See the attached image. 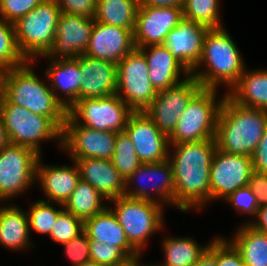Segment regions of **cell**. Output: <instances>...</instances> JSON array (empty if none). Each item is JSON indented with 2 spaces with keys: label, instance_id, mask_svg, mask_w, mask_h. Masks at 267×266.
I'll return each instance as SVG.
<instances>
[{
  "label": "cell",
  "instance_id": "6da1fadb",
  "mask_svg": "<svg viewBox=\"0 0 267 266\" xmlns=\"http://www.w3.org/2000/svg\"><path fill=\"white\" fill-rule=\"evenodd\" d=\"M175 146L172 164L175 181V205L188 211L210 200V167L217 149L215 138Z\"/></svg>",
  "mask_w": 267,
  "mask_h": 266
},
{
  "label": "cell",
  "instance_id": "7a4b0ae2",
  "mask_svg": "<svg viewBox=\"0 0 267 266\" xmlns=\"http://www.w3.org/2000/svg\"><path fill=\"white\" fill-rule=\"evenodd\" d=\"M0 93L12 104L25 107L41 116L49 117L63 130L68 109L64 99L36 77L30 61L0 72ZM64 100V101H63Z\"/></svg>",
  "mask_w": 267,
  "mask_h": 266
},
{
  "label": "cell",
  "instance_id": "3957f363",
  "mask_svg": "<svg viewBox=\"0 0 267 266\" xmlns=\"http://www.w3.org/2000/svg\"><path fill=\"white\" fill-rule=\"evenodd\" d=\"M267 129V110L244 107L224 95L218 114L217 149L251 157Z\"/></svg>",
  "mask_w": 267,
  "mask_h": 266
},
{
  "label": "cell",
  "instance_id": "277c9868",
  "mask_svg": "<svg viewBox=\"0 0 267 266\" xmlns=\"http://www.w3.org/2000/svg\"><path fill=\"white\" fill-rule=\"evenodd\" d=\"M242 60L228 32L223 27L210 28L204 38L198 66L195 68L205 63L208 69L206 72H191L190 75L201 84L202 88L217 89V85L221 83L232 88L244 72Z\"/></svg>",
  "mask_w": 267,
  "mask_h": 266
},
{
  "label": "cell",
  "instance_id": "5b68a950",
  "mask_svg": "<svg viewBox=\"0 0 267 266\" xmlns=\"http://www.w3.org/2000/svg\"><path fill=\"white\" fill-rule=\"evenodd\" d=\"M60 13L55 0H43L14 23L17 45L27 61L48 53L53 45Z\"/></svg>",
  "mask_w": 267,
  "mask_h": 266
},
{
  "label": "cell",
  "instance_id": "8992f818",
  "mask_svg": "<svg viewBox=\"0 0 267 266\" xmlns=\"http://www.w3.org/2000/svg\"><path fill=\"white\" fill-rule=\"evenodd\" d=\"M0 115L11 144L30 148L38 155H41L40 141L59 137L62 145V130L49 117L12 104L1 93Z\"/></svg>",
  "mask_w": 267,
  "mask_h": 266
},
{
  "label": "cell",
  "instance_id": "52a82bcc",
  "mask_svg": "<svg viewBox=\"0 0 267 266\" xmlns=\"http://www.w3.org/2000/svg\"><path fill=\"white\" fill-rule=\"evenodd\" d=\"M216 89L202 88L188 103L177 121L170 144L215 138L218 114L223 102L216 103Z\"/></svg>",
  "mask_w": 267,
  "mask_h": 266
},
{
  "label": "cell",
  "instance_id": "ba28073f",
  "mask_svg": "<svg viewBox=\"0 0 267 266\" xmlns=\"http://www.w3.org/2000/svg\"><path fill=\"white\" fill-rule=\"evenodd\" d=\"M111 201L116 203L113 213L128 242L140 253L149 236L163 226L162 204L126 196Z\"/></svg>",
  "mask_w": 267,
  "mask_h": 266
},
{
  "label": "cell",
  "instance_id": "9c48e42d",
  "mask_svg": "<svg viewBox=\"0 0 267 266\" xmlns=\"http://www.w3.org/2000/svg\"><path fill=\"white\" fill-rule=\"evenodd\" d=\"M157 93L150 81L143 52L134 48L117 63L116 94L134 112H141L152 103Z\"/></svg>",
  "mask_w": 267,
  "mask_h": 266
},
{
  "label": "cell",
  "instance_id": "30bf717a",
  "mask_svg": "<svg viewBox=\"0 0 267 266\" xmlns=\"http://www.w3.org/2000/svg\"><path fill=\"white\" fill-rule=\"evenodd\" d=\"M133 112L117 94H112L79 99L69 108L68 115L76 122L83 120V124L79 122V125L94 130L120 133L124 132Z\"/></svg>",
  "mask_w": 267,
  "mask_h": 266
},
{
  "label": "cell",
  "instance_id": "8fae6325",
  "mask_svg": "<svg viewBox=\"0 0 267 266\" xmlns=\"http://www.w3.org/2000/svg\"><path fill=\"white\" fill-rule=\"evenodd\" d=\"M39 157L32 149L11 143L0 150V200L17 195L37 179Z\"/></svg>",
  "mask_w": 267,
  "mask_h": 266
},
{
  "label": "cell",
  "instance_id": "7c38bea8",
  "mask_svg": "<svg viewBox=\"0 0 267 266\" xmlns=\"http://www.w3.org/2000/svg\"><path fill=\"white\" fill-rule=\"evenodd\" d=\"M201 89V84L189 74L181 83L159 91L144 112L169 137L188 103Z\"/></svg>",
  "mask_w": 267,
  "mask_h": 266
},
{
  "label": "cell",
  "instance_id": "4fadbf2b",
  "mask_svg": "<svg viewBox=\"0 0 267 266\" xmlns=\"http://www.w3.org/2000/svg\"><path fill=\"white\" fill-rule=\"evenodd\" d=\"M116 132L94 130L74 121L69 115L62 130V148L72 158L111 160L115 149Z\"/></svg>",
  "mask_w": 267,
  "mask_h": 266
},
{
  "label": "cell",
  "instance_id": "5bb4252c",
  "mask_svg": "<svg viewBox=\"0 0 267 266\" xmlns=\"http://www.w3.org/2000/svg\"><path fill=\"white\" fill-rule=\"evenodd\" d=\"M252 171L251 157L216 149L210 167V199H227L237 189L248 186Z\"/></svg>",
  "mask_w": 267,
  "mask_h": 266
},
{
  "label": "cell",
  "instance_id": "9a60e30c",
  "mask_svg": "<svg viewBox=\"0 0 267 266\" xmlns=\"http://www.w3.org/2000/svg\"><path fill=\"white\" fill-rule=\"evenodd\" d=\"M182 19V8L138 6L133 30L135 48L164 44Z\"/></svg>",
  "mask_w": 267,
  "mask_h": 266
},
{
  "label": "cell",
  "instance_id": "2e32d148",
  "mask_svg": "<svg viewBox=\"0 0 267 266\" xmlns=\"http://www.w3.org/2000/svg\"><path fill=\"white\" fill-rule=\"evenodd\" d=\"M124 132L132 140L141 163H157L169 158V137L160 131L144 111L130 115Z\"/></svg>",
  "mask_w": 267,
  "mask_h": 266
},
{
  "label": "cell",
  "instance_id": "e0dca14e",
  "mask_svg": "<svg viewBox=\"0 0 267 266\" xmlns=\"http://www.w3.org/2000/svg\"><path fill=\"white\" fill-rule=\"evenodd\" d=\"M94 18L61 12L53 45L44 57L76 59L85 54L94 26ZM60 57L58 58L57 56Z\"/></svg>",
  "mask_w": 267,
  "mask_h": 266
},
{
  "label": "cell",
  "instance_id": "ac0fdd59",
  "mask_svg": "<svg viewBox=\"0 0 267 266\" xmlns=\"http://www.w3.org/2000/svg\"><path fill=\"white\" fill-rule=\"evenodd\" d=\"M134 48L131 29L94 21L85 55L117 64Z\"/></svg>",
  "mask_w": 267,
  "mask_h": 266
},
{
  "label": "cell",
  "instance_id": "d6986e66",
  "mask_svg": "<svg viewBox=\"0 0 267 266\" xmlns=\"http://www.w3.org/2000/svg\"><path fill=\"white\" fill-rule=\"evenodd\" d=\"M210 28L183 18L167 35L164 46L189 73L198 66L204 38Z\"/></svg>",
  "mask_w": 267,
  "mask_h": 266
},
{
  "label": "cell",
  "instance_id": "ffe728a7",
  "mask_svg": "<svg viewBox=\"0 0 267 266\" xmlns=\"http://www.w3.org/2000/svg\"><path fill=\"white\" fill-rule=\"evenodd\" d=\"M150 178L154 181V177L161 178V181L158 183L154 182V189L156 193L159 195L160 199L156 200L149 195L147 189L145 188V184H141L146 178ZM137 180L140 182V186L136 189L128 191L127 189L130 182ZM141 179V180H140ZM156 183V184H155ZM148 188V187H147ZM153 188V187H152ZM124 196L134 199L148 200L155 203L160 204L159 201L173 203L175 205V181L173 175L172 164L169 161V158L157 162V163H142L126 180H125V191Z\"/></svg>",
  "mask_w": 267,
  "mask_h": 266
},
{
  "label": "cell",
  "instance_id": "44dd1931",
  "mask_svg": "<svg viewBox=\"0 0 267 266\" xmlns=\"http://www.w3.org/2000/svg\"><path fill=\"white\" fill-rule=\"evenodd\" d=\"M77 58L79 59L81 72L84 75L80 83V99L116 94V63L94 59L85 54H81Z\"/></svg>",
  "mask_w": 267,
  "mask_h": 266
},
{
  "label": "cell",
  "instance_id": "7402d4cb",
  "mask_svg": "<svg viewBox=\"0 0 267 266\" xmlns=\"http://www.w3.org/2000/svg\"><path fill=\"white\" fill-rule=\"evenodd\" d=\"M77 164L80 179L92 185L107 200L124 196L125 180L111 160L94 158H73Z\"/></svg>",
  "mask_w": 267,
  "mask_h": 266
},
{
  "label": "cell",
  "instance_id": "603a6c76",
  "mask_svg": "<svg viewBox=\"0 0 267 266\" xmlns=\"http://www.w3.org/2000/svg\"><path fill=\"white\" fill-rule=\"evenodd\" d=\"M84 232L89 240L118 246L132 261L139 259L140 253L128 242L112 208L108 207L84 221Z\"/></svg>",
  "mask_w": 267,
  "mask_h": 266
},
{
  "label": "cell",
  "instance_id": "cb8c5ba5",
  "mask_svg": "<svg viewBox=\"0 0 267 266\" xmlns=\"http://www.w3.org/2000/svg\"><path fill=\"white\" fill-rule=\"evenodd\" d=\"M150 47L149 53L146 52L145 49ZM139 49L146 58L149 78L157 92L181 83L178 81L181 70L187 75L190 74L163 44L148 45Z\"/></svg>",
  "mask_w": 267,
  "mask_h": 266
},
{
  "label": "cell",
  "instance_id": "d4e9b609",
  "mask_svg": "<svg viewBox=\"0 0 267 266\" xmlns=\"http://www.w3.org/2000/svg\"><path fill=\"white\" fill-rule=\"evenodd\" d=\"M40 157L36 165V178L41 181L44 192L51 202L55 201L63 206L80 180V173L76 163L73 167H49L40 165Z\"/></svg>",
  "mask_w": 267,
  "mask_h": 266
},
{
  "label": "cell",
  "instance_id": "484cf974",
  "mask_svg": "<svg viewBox=\"0 0 267 266\" xmlns=\"http://www.w3.org/2000/svg\"><path fill=\"white\" fill-rule=\"evenodd\" d=\"M226 95L238 105L267 110V70H244Z\"/></svg>",
  "mask_w": 267,
  "mask_h": 266
},
{
  "label": "cell",
  "instance_id": "4316f807",
  "mask_svg": "<svg viewBox=\"0 0 267 266\" xmlns=\"http://www.w3.org/2000/svg\"><path fill=\"white\" fill-rule=\"evenodd\" d=\"M52 64L47 69L46 75L52 82L51 86L55 90H62L67 95L65 107L69 108L80 99V83L84 77L81 72L79 59H52Z\"/></svg>",
  "mask_w": 267,
  "mask_h": 266
},
{
  "label": "cell",
  "instance_id": "83f0119b",
  "mask_svg": "<svg viewBox=\"0 0 267 266\" xmlns=\"http://www.w3.org/2000/svg\"><path fill=\"white\" fill-rule=\"evenodd\" d=\"M28 216L16 206L0 208V243L4 247L22 249L29 241Z\"/></svg>",
  "mask_w": 267,
  "mask_h": 266
},
{
  "label": "cell",
  "instance_id": "f1b7e54d",
  "mask_svg": "<svg viewBox=\"0 0 267 266\" xmlns=\"http://www.w3.org/2000/svg\"><path fill=\"white\" fill-rule=\"evenodd\" d=\"M231 243L241 254L245 266H267V233L245 224Z\"/></svg>",
  "mask_w": 267,
  "mask_h": 266
},
{
  "label": "cell",
  "instance_id": "f546056e",
  "mask_svg": "<svg viewBox=\"0 0 267 266\" xmlns=\"http://www.w3.org/2000/svg\"><path fill=\"white\" fill-rule=\"evenodd\" d=\"M139 0H97L94 20L134 30Z\"/></svg>",
  "mask_w": 267,
  "mask_h": 266
},
{
  "label": "cell",
  "instance_id": "4dcf8cb0",
  "mask_svg": "<svg viewBox=\"0 0 267 266\" xmlns=\"http://www.w3.org/2000/svg\"><path fill=\"white\" fill-rule=\"evenodd\" d=\"M101 199L106 198L88 182L80 179L76 189L62 207L84 222L107 208L101 204Z\"/></svg>",
  "mask_w": 267,
  "mask_h": 266
},
{
  "label": "cell",
  "instance_id": "1f68e13d",
  "mask_svg": "<svg viewBox=\"0 0 267 266\" xmlns=\"http://www.w3.org/2000/svg\"><path fill=\"white\" fill-rule=\"evenodd\" d=\"M208 247H200L192 238H167L163 242L165 263L160 266H195Z\"/></svg>",
  "mask_w": 267,
  "mask_h": 266
},
{
  "label": "cell",
  "instance_id": "d6a6232c",
  "mask_svg": "<svg viewBox=\"0 0 267 266\" xmlns=\"http://www.w3.org/2000/svg\"><path fill=\"white\" fill-rule=\"evenodd\" d=\"M26 62L17 45L14 23L0 17V72L19 67Z\"/></svg>",
  "mask_w": 267,
  "mask_h": 266
},
{
  "label": "cell",
  "instance_id": "836d02e7",
  "mask_svg": "<svg viewBox=\"0 0 267 266\" xmlns=\"http://www.w3.org/2000/svg\"><path fill=\"white\" fill-rule=\"evenodd\" d=\"M218 0H184L183 18L208 28H222Z\"/></svg>",
  "mask_w": 267,
  "mask_h": 266
},
{
  "label": "cell",
  "instance_id": "e575fe53",
  "mask_svg": "<svg viewBox=\"0 0 267 266\" xmlns=\"http://www.w3.org/2000/svg\"><path fill=\"white\" fill-rule=\"evenodd\" d=\"M111 161L124 180L142 164L137 157L132 140L125 132L117 133Z\"/></svg>",
  "mask_w": 267,
  "mask_h": 266
},
{
  "label": "cell",
  "instance_id": "d590c367",
  "mask_svg": "<svg viewBox=\"0 0 267 266\" xmlns=\"http://www.w3.org/2000/svg\"><path fill=\"white\" fill-rule=\"evenodd\" d=\"M92 262L104 266H132L133 261L118 247L96 240H89Z\"/></svg>",
  "mask_w": 267,
  "mask_h": 266
},
{
  "label": "cell",
  "instance_id": "8d00e7d4",
  "mask_svg": "<svg viewBox=\"0 0 267 266\" xmlns=\"http://www.w3.org/2000/svg\"><path fill=\"white\" fill-rule=\"evenodd\" d=\"M29 211L28 223L29 228L32 227L39 233L49 234L57 220L58 215L63 210H57L46 201H36Z\"/></svg>",
  "mask_w": 267,
  "mask_h": 266
},
{
  "label": "cell",
  "instance_id": "74e56055",
  "mask_svg": "<svg viewBox=\"0 0 267 266\" xmlns=\"http://www.w3.org/2000/svg\"><path fill=\"white\" fill-rule=\"evenodd\" d=\"M84 231V222L72 213L63 211L58 215L57 220L50 232L54 242L65 243L77 237Z\"/></svg>",
  "mask_w": 267,
  "mask_h": 266
},
{
  "label": "cell",
  "instance_id": "f35d334b",
  "mask_svg": "<svg viewBox=\"0 0 267 266\" xmlns=\"http://www.w3.org/2000/svg\"><path fill=\"white\" fill-rule=\"evenodd\" d=\"M43 0H2L0 4V17L5 21L15 23Z\"/></svg>",
  "mask_w": 267,
  "mask_h": 266
},
{
  "label": "cell",
  "instance_id": "ab89813d",
  "mask_svg": "<svg viewBox=\"0 0 267 266\" xmlns=\"http://www.w3.org/2000/svg\"><path fill=\"white\" fill-rule=\"evenodd\" d=\"M63 245L66 248L67 256L72 260L74 266H81L91 261L89 237L84 231L77 237L63 243Z\"/></svg>",
  "mask_w": 267,
  "mask_h": 266
},
{
  "label": "cell",
  "instance_id": "60d3db41",
  "mask_svg": "<svg viewBox=\"0 0 267 266\" xmlns=\"http://www.w3.org/2000/svg\"><path fill=\"white\" fill-rule=\"evenodd\" d=\"M226 200L231 202L236 210H241L244 213L257 215L259 203L257 196L251 191L249 186L237 189Z\"/></svg>",
  "mask_w": 267,
  "mask_h": 266
},
{
  "label": "cell",
  "instance_id": "b9f144b4",
  "mask_svg": "<svg viewBox=\"0 0 267 266\" xmlns=\"http://www.w3.org/2000/svg\"><path fill=\"white\" fill-rule=\"evenodd\" d=\"M61 12L94 18L97 0H55Z\"/></svg>",
  "mask_w": 267,
  "mask_h": 266
},
{
  "label": "cell",
  "instance_id": "7bdbcfd3",
  "mask_svg": "<svg viewBox=\"0 0 267 266\" xmlns=\"http://www.w3.org/2000/svg\"><path fill=\"white\" fill-rule=\"evenodd\" d=\"M217 266H245L234 245L221 238L217 239Z\"/></svg>",
  "mask_w": 267,
  "mask_h": 266
},
{
  "label": "cell",
  "instance_id": "ee69618b",
  "mask_svg": "<svg viewBox=\"0 0 267 266\" xmlns=\"http://www.w3.org/2000/svg\"><path fill=\"white\" fill-rule=\"evenodd\" d=\"M248 186L257 196L259 207L267 204V173L253 170L250 175Z\"/></svg>",
  "mask_w": 267,
  "mask_h": 266
},
{
  "label": "cell",
  "instance_id": "f6af8a7d",
  "mask_svg": "<svg viewBox=\"0 0 267 266\" xmlns=\"http://www.w3.org/2000/svg\"><path fill=\"white\" fill-rule=\"evenodd\" d=\"M253 170L267 173V129L252 156Z\"/></svg>",
  "mask_w": 267,
  "mask_h": 266
},
{
  "label": "cell",
  "instance_id": "bcb514c9",
  "mask_svg": "<svg viewBox=\"0 0 267 266\" xmlns=\"http://www.w3.org/2000/svg\"><path fill=\"white\" fill-rule=\"evenodd\" d=\"M195 266H217V239L210 243L208 249L200 257Z\"/></svg>",
  "mask_w": 267,
  "mask_h": 266
},
{
  "label": "cell",
  "instance_id": "7dc6e473",
  "mask_svg": "<svg viewBox=\"0 0 267 266\" xmlns=\"http://www.w3.org/2000/svg\"><path fill=\"white\" fill-rule=\"evenodd\" d=\"M183 5L184 0H139V6L182 8Z\"/></svg>",
  "mask_w": 267,
  "mask_h": 266
},
{
  "label": "cell",
  "instance_id": "c3c4849f",
  "mask_svg": "<svg viewBox=\"0 0 267 266\" xmlns=\"http://www.w3.org/2000/svg\"><path fill=\"white\" fill-rule=\"evenodd\" d=\"M256 217L259 218L257 223L252 222L248 224L255 230L267 233V204L259 207Z\"/></svg>",
  "mask_w": 267,
  "mask_h": 266
},
{
  "label": "cell",
  "instance_id": "681fc988",
  "mask_svg": "<svg viewBox=\"0 0 267 266\" xmlns=\"http://www.w3.org/2000/svg\"><path fill=\"white\" fill-rule=\"evenodd\" d=\"M9 138L0 115V150L9 144Z\"/></svg>",
  "mask_w": 267,
  "mask_h": 266
},
{
  "label": "cell",
  "instance_id": "f907efd6",
  "mask_svg": "<svg viewBox=\"0 0 267 266\" xmlns=\"http://www.w3.org/2000/svg\"><path fill=\"white\" fill-rule=\"evenodd\" d=\"M81 266H104V265H101V264H98V263H96V262H92V261H90V262L84 263V264L81 265Z\"/></svg>",
  "mask_w": 267,
  "mask_h": 266
},
{
  "label": "cell",
  "instance_id": "816d5d0a",
  "mask_svg": "<svg viewBox=\"0 0 267 266\" xmlns=\"http://www.w3.org/2000/svg\"><path fill=\"white\" fill-rule=\"evenodd\" d=\"M132 266H140L139 263H138V260L133 261ZM142 266H146V265H142ZM150 266H155V265H150Z\"/></svg>",
  "mask_w": 267,
  "mask_h": 266
}]
</instances>
